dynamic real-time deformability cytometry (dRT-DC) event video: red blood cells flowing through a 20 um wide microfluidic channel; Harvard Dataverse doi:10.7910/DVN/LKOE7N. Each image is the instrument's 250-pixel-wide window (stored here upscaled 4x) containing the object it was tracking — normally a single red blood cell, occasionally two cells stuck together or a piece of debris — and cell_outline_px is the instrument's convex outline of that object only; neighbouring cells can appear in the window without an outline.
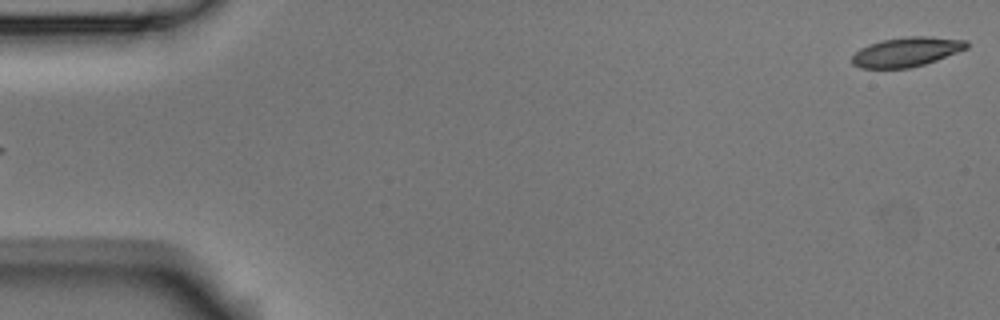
{"species": "Egyptian fruit bat (a non-hibernating species)", "species_latin": "Rousettus aegyptiacus", "temperature_condition": "room temperature", "stored_images_in_passage": 6, "segment_of_instrument_passage": [2, 2], "camera_frame_rate_fps": 3000, "um_per_image_px": 0.085, "animal": {"sex": "male"}, "frame": {"image": 1, "passage_image": 6, "time_ms": 1.667, "image_size_px": [1000, 320], "cell_outline_px": [[968, 48], [936, 60], [924, 64], [908, 68], [860, 68], [852, 64], [852, 56], [860, 48], [868, 44], [884, 40], [908, 36], [924, 36], [968, 40]], "centroid_in_image_um": [77.05, 4.41], "position_along_channel_um": 8.0, "area_um2": 19.54}}